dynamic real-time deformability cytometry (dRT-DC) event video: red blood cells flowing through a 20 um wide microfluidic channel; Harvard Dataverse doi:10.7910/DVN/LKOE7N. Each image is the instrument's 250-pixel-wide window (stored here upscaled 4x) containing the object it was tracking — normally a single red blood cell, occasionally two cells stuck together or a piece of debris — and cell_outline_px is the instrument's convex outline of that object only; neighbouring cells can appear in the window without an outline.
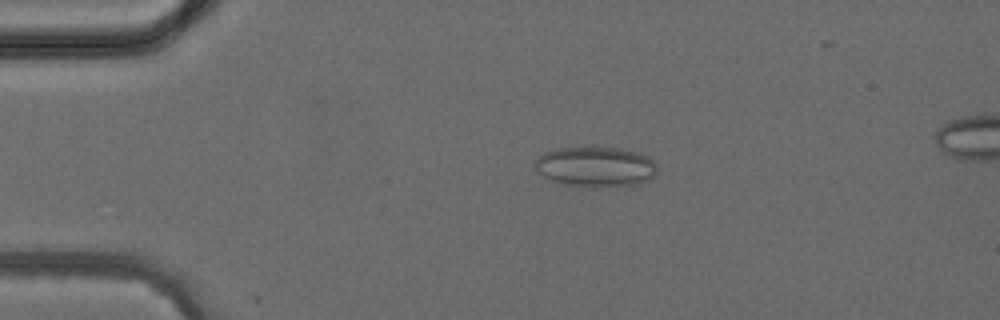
{"species": "common noctule bat (a hibernating species)", "species_latin": "Nyctalus noctula", "temperature_condition": "cold", "stored_images_in_passage": 4, "camera_frame_rate_fps": 3000, "um_per_image_px": 0.085, "animal": {"sex": "female", "body_mass_g": 24.6, "forearm_length_mm": 56.2}, "frame": {"image": 1, "passage_image": 2, "time_ms": 1.0, "image_size_px": [1000, 320], "cell_outline_px": [[656, 176], [652, 180], [640, 184], [592, 188], [564, 184], [552, 180], [536, 172], [532, 164], [544, 152], [556, 148], [620, 148], [640, 152], [648, 156], [656, 164]], "centroid_in_image_um": [50.65, 14.19], "position_along_channel_um": 34.3, "area_um2": 29.07}}